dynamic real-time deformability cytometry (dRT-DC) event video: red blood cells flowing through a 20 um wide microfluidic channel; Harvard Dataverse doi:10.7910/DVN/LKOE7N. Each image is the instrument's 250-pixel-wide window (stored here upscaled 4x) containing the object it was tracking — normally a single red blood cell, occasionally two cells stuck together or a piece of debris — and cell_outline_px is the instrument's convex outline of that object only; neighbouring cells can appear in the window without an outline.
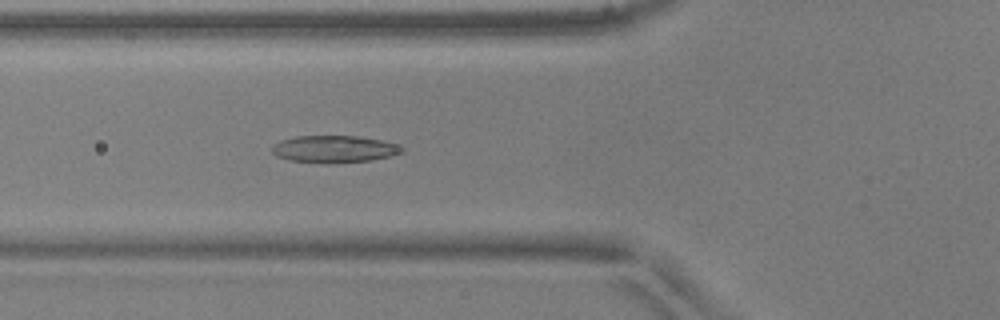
{"species": "common noctule bat (a hibernating species)", "species_latin": "Nyctalus noctula", "temperature_condition": "warm", "stored_images_in_passage": 37, "camera_frame_rate_fps": 3000, "um_per_image_px": 0.085, "animal": {"sex": "male", "body_mass_g": 17.9, "forearm_length_mm": 54.2}, "frame": {"image": 1, "passage_image": 5, "time_ms": 1.333, "image_size_px": [1000, 320], "cell_outline_px": [[404, 152], [392, 156], [372, 160], [288, 160], [276, 156], [272, 152], [272, 144], [280, 140], [296, 136], [360, 136], [380, 140], [396, 144], [404, 148]], "centroid_in_image_um": [28.42, 12.61], "position_along_channel_um": 97.4, "area_um2": 19.59}}
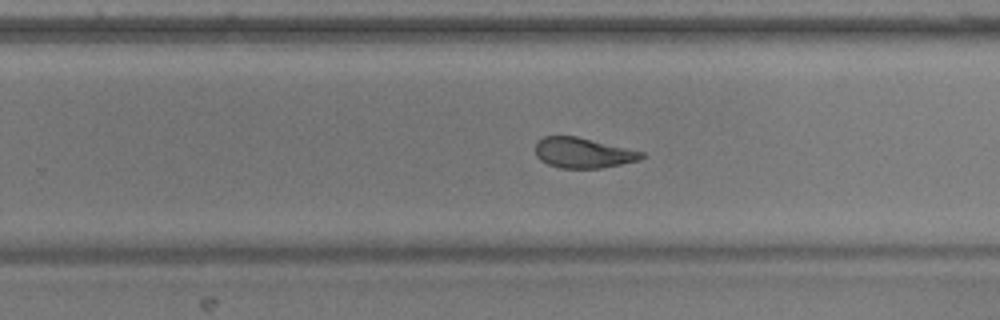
{"frame": {"image": 2, "passage_image": 19, "time_ms": 6.0, "image_size_px": [1000, 320], "cell_outline_px": [[644, 156], [640, 160], [604, 168], [560, 168], [548, 164], [540, 160], [536, 156], [536, 144], [544, 136], [576, 136], [644, 152]], "centroid_in_image_um": [49.57, 13.0], "position_along_channel_um": 280.2, "area_um2": 18.67}}
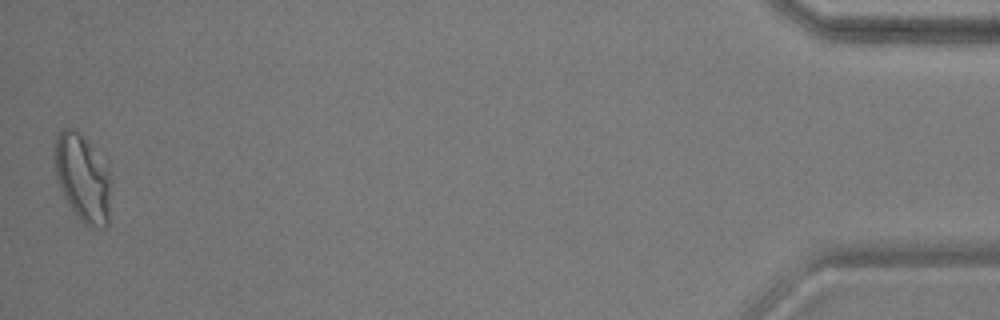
{"frame": {"image": 3, "passage_image": 37, "time_ms": 12.0, "image_size_px": [1000, 320], "cell_outline_px": [[108, 224], [104, 228], [92, 228], [84, 224], [80, 220], [68, 204], [60, 188], [56, 176], [56, 136], [64, 128], [72, 128], [80, 132], [108, 168]], "centroid_in_image_um": [7.01, 15.15], "position_along_channel_um": 428.2, "area_um2": 27.86}, "authors_computed_cell_mechanics": {"area_um2": 20.23, "velocity_mm_per_s": 3.9101, "shape_relaxation_time_tau1_ms": 4.2794, "shape_relaxation_time_tau2_ms": 1.6094, "deformation_change_tau1": 0.1619, "deformation_change_tau2": 0.0975}}